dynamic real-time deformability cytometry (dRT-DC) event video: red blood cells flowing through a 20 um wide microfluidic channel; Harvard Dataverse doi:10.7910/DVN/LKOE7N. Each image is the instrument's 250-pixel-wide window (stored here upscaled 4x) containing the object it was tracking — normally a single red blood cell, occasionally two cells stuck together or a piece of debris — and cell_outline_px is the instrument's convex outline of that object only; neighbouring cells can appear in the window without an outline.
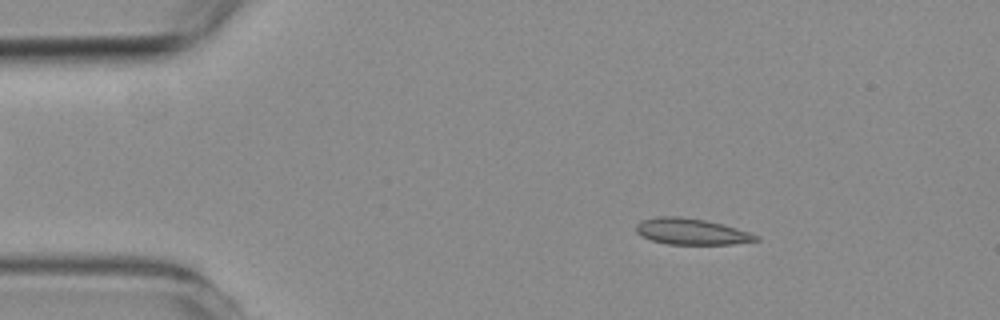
{"species": "common noctule bat (a hibernating species)", "species_latin": "Nyctalus noctula", "temperature_condition": "room temperature", "stored_images_in_passage": 4, "camera_frame_rate_fps": 3000, "um_per_image_px": 0.085, "animal": {"sex": "female", "body_mass_g": 19.3, "forearm_length_mm": 54.1}, "frame": {"image": 1, "passage_image": 2, "time_ms": 1.0, "image_size_px": [1000, 320], "cell_outline_px": [[760, 240], [732, 244], [668, 244], [652, 240], [640, 236], [636, 232], [636, 224], [640, 220], [656, 216], [680, 216], [704, 220], [724, 224], [760, 236]], "centroid_in_image_um": [58.74, 19.67], "position_along_channel_um": 26.3, "area_um2": 18.38}}